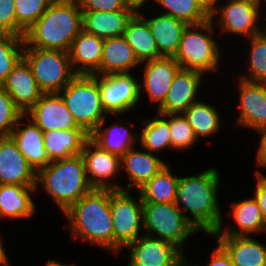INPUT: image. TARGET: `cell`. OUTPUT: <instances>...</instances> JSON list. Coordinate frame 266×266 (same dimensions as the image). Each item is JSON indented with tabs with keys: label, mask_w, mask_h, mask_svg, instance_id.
Here are the masks:
<instances>
[{
	"label": "cell",
	"mask_w": 266,
	"mask_h": 266,
	"mask_svg": "<svg viewBox=\"0 0 266 266\" xmlns=\"http://www.w3.org/2000/svg\"><path fill=\"white\" fill-rule=\"evenodd\" d=\"M82 30V10L77 0L51 2L26 31L24 47L69 52L72 41Z\"/></svg>",
	"instance_id": "cell-1"
},
{
	"label": "cell",
	"mask_w": 266,
	"mask_h": 266,
	"mask_svg": "<svg viewBox=\"0 0 266 266\" xmlns=\"http://www.w3.org/2000/svg\"><path fill=\"white\" fill-rule=\"evenodd\" d=\"M219 173L210 168L203 173L189 177H179L175 204H182L183 211L193 217L195 229L212 235L222 227V216L217 203Z\"/></svg>",
	"instance_id": "cell-2"
},
{
	"label": "cell",
	"mask_w": 266,
	"mask_h": 266,
	"mask_svg": "<svg viewBox=\"0 0 266 266\" xmlns=\"http://www.w3.org/2000/svg\"><path fill=\"white\" fill-rule=\"evenodd\" d=\"M75 238L87 240L114 252L113 221L110 213V189L93 188L65 213Z\"/></svg>",
	"instance_id": "cell-3"
},
{
	"label": "cell",
	"mask_w": 266,
	"mask_h": 266,
	"mask_svg": "<svg viewBox=\"0 0 266 266\" xmlns=\"http://www.w3.org/2000/svg\"><path fill=\"white\" fill-rule=\"evenodd\" d=\"M46 192L65 213L73 204L89 193V184L81 155L50 162L37 171L36 185Z\"/></svg>",
	"instance_id": "cell-4"
},
{
	"label": "cell",
	"mask_w": 266,
	"mask_h": 266,
	"mask_svg": "<svg viewBox=\"0 0 266 266\" xmlns=\"http://www.w3.org/2000/svg\"><path fill=\"white\" fill-rule=\"evenodd\" d=\"M60 93L77 124L89 135L102 129L107 113L102 105L97 75H76Z\"/></svg>",
	"instance_id": "cell-5"
},
{
	"label": "cell",
	"mask_w": 266,
	"mask_h": 266,
	"mask_svg": "<svg viewBox=\"0 0 266 266\" xmlns=\"http://www.w3.org/2000/svg\"><path fill=\"white\" fill-rule=\"evenodd\" d=\"M196 28L204 29L203 31L207 32H198ZM212 32L213 18L198 25H187L182 33L178 51L174 56L181 68L203 74L217 69L221 58L218 45L211 36Z\"/></svg>",
	"instance_id": "cell-6"
},
{
	"label": "cell",
	"mask_w": 266,
	"mask_h": 266,
	"mask_svg": "<svg viewBox=\"0 0 266 266\" xmlns=\"http://www.w3.org/2000/svg\"><path fill=\"white\" fill-rule=\"evenodd\" d=\"M23 57L43 94L59 93L76 76L66 51L23 47Z\"/></svg>",
	"instance_id": "cell-7"
},
{
	"label": "cell",
	"mask_w": 266,
	"mask_h": 266,
	"mask_svg": "<svg viewBox=\"0 0 266 266\" xmlns=\"http://www.w3.org/2000/svg\"><path fill=\"white\" fill-rule=\"evenodd\" d=\"M175 203H143L142 226L147 233L157 234L161 240L172 243L181 251L182 244L197 230L192 219L181 212Z\"/></svg>",
	"instance_id": "cell-8"
},
{
	"label": "cell",
	"mask_w": 266,
	"mask_h": 266,
	"mask_svg": "<svg viewBox=\"0 0 266 266\" xmlns=\"http://www.w3.org/2000/svg\"><path fill=\"white\" fill-rule=\"evenodd\" d=\"M128 189H110V213L113 221L114 252L136 241L142 223L143 201L139 202L127 193ZM141 221V222H140ZM141 223V224H140Z\"/></svg>",
	"instance_id": "cell-9"
},
{
	"label": "cell",
	"mask_w": 266,
	"mask_h": 266,
	"mask_svg": "<svg viewBox=\"0 0 266 266\" xmlns=\"http://www.w3.org/2000/svg\"><path fill=\"white\" fill-rule=\"evenodd\" d=\"M97 75L101 101L106 113L122 114L134 108L141 97V86L129 73Z\"/></svg>",
	"instance_id": "cell-10"
},
{
	"label": "cell",
	"mask_w": 266,
	"mask_h": 266,
	"mask_svg": "<svg viewBox=\"0 0 266 266\" xmlns=\"http://www.w3.org/2000/svg\"><path fill=\"white\" fill-rule=\"evenodd\" d=\"M125 247L131 249L129 266H179L185 260L183 251L175 245L150 234Z\"/></svg>",
	"instance_id": "cell-11"
},
{
	"label": "cell",
	"mask_w": 266,
	"mask_h": 266,
	"mask_svg": "<svg viewBox=\"0 0 266 266\" xmlns=\"http://www.w3.org/2000/svg\"><path fill=\"white\" fill-rule=\"evenodd\" d=\"M80 155L84 162L87 180L93 188L124 190L117 183L107 182L120 171L121 157L101 149L90 138L85 142Z\"/></svg>",
	"instance_id": "cell-12"
},
{
	"label": "cell",
	"mask_w": 266,
	"mask_h": 266,
	"mask_svg": "<svg viewBox=\"0 0 266 266\" xmlns=\"http://www.w3.org/2000/svg\"><path fill=\"white\" fill-rule=\"evenodd\" d=\"M25 114L43 132L83 129L77 124L59 93L42 94Z\"/></svg>",
	"instance_id": "cell-13"
},
{
	"label": "cell",
	"mask_w": 266,
	"mask_h": 266,
	"mask_svg": "<svg viewBox=\"0 0 266 266\" xmlns=\"http://www.w3.org/2000/svg\"><path fill=\"white\" fill-rule=\"evenodd\" d=\"M259 7L261 8V1L229 0L228 4L222 6L219 10L215 9L211 18L221 13L219 24L222 31L236 35H247L248 38H251L262 32L256 24L259 17Z\"/></svg>",
	"instance_id": "cell-14"
},
{
	"label": "cell",
	"mask_w": 266,
	"mask_h": 266,
	"mask_svg": "<svg viewBox=\"0 0 266 266\" xmlns=\"http://www.w3.org/2000/svg\"><path fill=\"white\" fill-rule=\"evenodd\" d=\"M36 175L13 138L0 137V184L37 186Z\"/></svg>",
	"instance_id": "cell-15"
},
{
	"label": "cell",
	"mask_w": 266,
	"mask_h": 266,
	"mask_svg": "<svg viewBox=\"0 0 266 266\" xmlns=\"http://www.w3.org/2000/svg\"><path fill=\"white\" fill-rule=\"evenodd\" d=\"M1 87L11 96L15 105L25 114L43 94L36 83L32 69L22 57L7 75Z\"/></svg>",
	"instance_id": "cell-16"
},
{
	"label": "cell",
	"mask_w": 266,
	"mask_h": 266,
	"mask_svg": "<svg viewBox=\"0 0 266 266\" xmlns=\"http://www.w3.org/2000/svg\"><path fill=\"white\" fill-rule=\"evenodd\" d=\"M203 73L180 68L175 74L164 103L158 114H182L192 103L197 102L196 94Z\"/></svg>",
	"instance_id": "cell-17"
},
{
	"label": "cell",
	"mask_w": 266,
	"mask_h": 266,
	"mask_svg": "<svg viewBox=\"0 0 266 266\" xmlns=\"http://www.w3.org/2000/svg\"><path fill=\"white\" fill-rule=\"evenodd\" d=\"M241 111L238 123L262 133L266 131V83L240 79Z\"/></svg>",
	"instance_id": "cell-18"
},
{
	"label": "cell",
	"mask_w": 266,
	"mask_h": 266,
	"mask_svg": "<svg viewBox=\"0 0 266 266\" xmlns=\"http://www.w3.org/2000/svg\"><path fill=\"white\" fill-rule=\"evenodd\" d=\"M103 44L104 39L87 33L84 30L78 34L72 41L68 52L72 69L76 75L100 76Z\"/></svg>",
	"instance_id": "cell-19"
},
{
	"label": "cell",
	"mask_w": 266,
	"mask_h": 266,
	"mask_svg": "<svg viewBox=\"0 0 266 266\" xmlns=\"http://www.w3.org/2000/svg\"><path fill=\"white\" fill-rule=\"evenodd\" d=\"M144 63L146 65L143 86L149 98L154 102L158 101L159 108L164 103L173 78L181 67L174 57H161Z\"/></svg>",
	"instance_id": "cell-20"
},
{
	"label": "cell",
	"mask_w": 266,
	"mask_h": 266,
	"mask_svg": "<svg viewBox=\"0 0 266 266\" xmlns=\"http://www.w3.org/2000/svg\"><path fill=\"white\" fill-rule=\"evenodd\" d=\"M23 114L11 133V137L16 142L19 151L24 155L28 163L37 172L39 169L46 167L51 161L47 156L44 147L43 131L30 120L26 127L20 129V120L25 118Z\"/></svg>",
	"instance_id": "cell-21"
},
{
	"label": "cell",
	"mask_w": 266,
	"mask_h": 266,
	"mask_svg": "<svg viewBox=\"0 0 266 266\" xmlns=\"http://www.w3.org/2000/svg\"><path fill=\"white\" fill-rule=\"evenodd\" d=\"M234 266H266V245L250 236H216Z\"/></svg>",
	"instance_id": "cell-22"
},
{
	"label": "cell",
	"mask_w": 266,
	"mask_h": 266,
	"mask_svg": "<svg viewBox=\"0 0 266 266\" xmlns=\"http://www.w3.org/2000/svg\"><path fill=\"white\" fill-rule=\"evenodd\" d=\"M134 14L133 10L82 11L83 30L102 39L118 37Z\"/></svg>",
	"instance_id": "cell-23"
},
{
	"label": "cell",
	"mask_w": 266,
	"mask_h": 266,
	"mask_svg": "<svg viewBox=\"0 0 266 266\" xmlns=\"http://www.w3.org/2000/svg\"><path fill=\"white\" fill-rule=\"evenodd\" d=\"M151 152L134 151L131 148L121 157V167H125L130 183L127 188L136 187L141 189L150 179L160 172L166 164Z\"/></svg>",
	"instance_id": "cell-24"
},
{
	"label": "cell",
	"mask_w": 266,
	"mask_h": 266,
	"mask_svg": "<svg viewBox=\"0 0 266 266\" xmlns=\"http://www.w3.org/2000/svg\"><path fill=\"white\" fill-rule=\"evenodd\" d=\"M140 62L123 35L104 39L100 75L129 73Z\"/></svg>",
	"instance_id": "cell-25"
},
{
	"label": "cell",
	"mask_w": 266,
	"mask_h": 266,
	"mask_svg": "<svg viewBox=\"0 0 266 266\" xmlns=\"http://www.w3.org/2000/svg\"><path fill=\"white\" fill-rule=\"evenodd\" d=\"M44 147L50 161L79 155L90 135L84 129L43 132Z\"/></svg>",
	"instance_id": "cell-26"
},
{
	"label": "cell",
	"mask_w": 266,
	"mask_h": 266,
	"mask_svg": "<svg viewBox=\"0 0 266 266\" xmlns=\"http://www.w3.org/2000/svg\"><path fill=\"white\" fill-rule=\"evenodd\" d=\"M151 29L161 57H174L187 24L172 16L160 15L145 19Z\"/></svg>",
	"instance_id": "cell-27"
},
{
	"label": "cell",
	"mask_w": 266,
	"mask_h": 266,
	"mask_svg": "<svg viewBox=\"0 0 266 266\" xmlns=\"http://www.w3.org/2000/svg\"><path fill=\"white\" fill-rule=\"evenodd\" d=\"M123 36L132 47L140 63L161 58L151 29L140 12L128 21Z\"/></svg>",
	"instance_id": "cell-28"
},
{
	"label": "cell",
	"mask_w": 266,
	"mask_h": 266,
	"mask_svg": "<svg viewBox=\"0 0 266 266\" xmlns=\"http://www.w3.org/2000/svg\"><path fill=\"white\" fill-rule=\"evenodd\" d=\"M37 186H20L15 184H0V219L24 218L34 215L35 204L30 192Z\"/></svg>",
	"instance_id": "cell-29"
},
{
	"label": "cell",
	"mask_w": 266,
	"mask_h": 266,
	"mask_svg": "<svg viewBox=\"0 0 266 266\" xmlns=\"http://www.w3.org/2000/svg\"><path fill=\"white\" fill-rule=\"evenodd\" d=\"M233 217L238 225L239 231L228 230L222 231V227L212 234V236H248L251 233L266 231L261 210L254 197L232 204Z\"/></svg>",
	"instance_id": "cell-30"
},
{
	"label": "cell",
	"mask_w": 266,
	"mask_h": 266,
	"mask_svg": "<svg viewBox=\"0 0 266 266\" xmlns=\"http://www.w3.org/2000/svg\"><path fill=\"white\" fill-rule=\"evenodd\" d=\"M170 171L166 165L139 189L143 203H175L179 177Z\"/></svg>",
	"instance_id": "cell-31"
},
{
	"label": "cell",
	"mask_w": 266,
	"mask_h": 266,
	"mask_svg": "<svg viewBox=\"0 0 266 266\" xmlns=\"http://www.w3.org/2000/svg\"><path fill=\"white\" fill-rule=\"evenodd\" d=\"M90 139L101 149L122 157L131 148H135L133 144L138 135H132L127 127L116 123L105 130H94L90 134Z\"/></svg>",
	"instance_id": "cell-32"
},
{
	"label": "cell",
	"mask_w": 266,
	"mask_h": 266,
	"mask_svg": "<svg viewBox=\"0 0 266 266\" xmlns=\"http://www.w3.org/2000/svg\"><path fill=\"white\" fill-rule=\"evenodd\" d=\"M182 114L193 128L197 139L199 136H209L220 130L219 114L210 104L197 101L192 103Z\"/></svg>",
	"instance_id": "cell-33"
},
{
	"label": "cell",
	"mask_w": 266,
	"mask_h": 266,
	"mask_svg": "<svg viewBox=\"0 0 266 266\" xmlns=\"http://www.w3.org/2000/svg\"><path fill=\"white\" fill-rule=\"evenodd\" d=\"M158 116H162L161 119ZM164 114H158L153 120H146L141 135H138L141 146L154 153L160 151L165 147H172L169 118L164 119ZM147 123V124H146ZM146 124V125H145Z\"/></svg>",
	"instance_id": "cell-34"
},
{
	"label": "cell",
	"mask_w": 266,
	"mask_h": 266,
	"mask_svg": "<svg viewBox=\"0 0 266 266\" xmlns=\"http://www.w3.org/2000/svg\"><path fill=\"white\" fill-rule=\"evenodd\" d=\"M168 11L164 15L185 22L187 25H198L206 22L211 16L200 6L197 0H155Z\"/></svg>",
	"instance_id": "cell-35"
},
{
	"label": "cell",
	"mask_w": 266,
	"mask_h": 266,
	"mask_svg": "<svg viewBox=\"0 0 266 266\" xmlns=\"http://www.w3.org/2000/svg\"><path fill=\"white\" fill-rule=\"evenodd\" d=\"M23 47L24 38L13 34L0 33V86L23 57Z\"/></svg>",
	"instance_id": "cell-36"
},
{
	"label": "cell",
	"mask_w": 266,
	"mask_h": 266,
	"mask_svg": "<svg viewBox=\"0 0 266 266\" xmlns=\"http://www.w3.org/2000/svg\"><path fill=\"white\" fill-rule=\"evenodd\" d=\"M50 4V0H14L17 36L24 38L26 31L40 18Z\"/></svg>",
	"instance_id": "cell-37"
},
{
	"label": "cell",
	"mask_w": 266,
	"mask_h": 266,
	"mask_svg": "<svg viewBox=\"0 0 266 266\" xmlns=\"http://www.w3.org/2000/svg\"><path fill=\"white\" fill-rule=\"evenodd\" d=\"M250 77L240 79L249 82L266 83V34L262 31L251 37Z\"/></svg>",
	"instance_id": "cell-38"
},
{
	"label": "cell",
	"mask_w": 266,
	"mask_h": 266,
	"mask_svg": "<svg viewBox=\"0 0 266 266\" xmlns=\"http://www.w3.org/2000/svg\"><path fill=\"white\" fill-rule=\"evenodd\" d=\"M164 116L169 117L172 149H188L195 144L197 138L194 134L193 128L189 125L183 114H164Z\"/></svg>",
	"instance_id": "cell-39"
},
{
	"label": "cell",
	"mask_w": 266,
	"mask_h": 266,
	"mask_svg": "<svg viewBox=\"0 0 266 266\" xmlns=\"http://www.w3.org/2000/svg\"><path fill=\"white\" fill-rule=\"evenodd\" d=\"M23 114L13 102L11 96L0 86V137L11 136Z\"/></svg>",
	"instance_id": "cell-40"
},
{
	"label": "cell",
	"mask_w": 266,
	"mask_h": 266,
	"mask_svg": "<svg viewBox=\"0 0 266 266\" xmlns=\"http://www.w3.org/2000/svg\"><path fill=\"white\" fill-rule=\"evenodd\" d=\"M0 33L17 36V17L14 0H0Z\"/></svg>",
	"instance_id": "cell-41"
},
{
	"label": "cell",
	"mask_w": 266,
	"mask_h": 266,
	"mask_svg": "<svg viewBox=\"0 0 266 266\" xmlns=\"http://www.w3.org/2000/svg\"><path fill=\"white\" fill-rule=\"evenodd\" d=\"M82 11L132 10L127 8L123 0H77Z\"/></svg>",
	"instance_id": "cell-42"
},
{
	"label": "cell",
	"mask_w": 266,
	"mask_h": 266,
	"mask_svg": "<svg viewBox=\"0 0 266 266\" xmlns=\"http://www.w3.org/2000/svg\"><path fill=\"white\" fill-rule=\"evenodd\" d=\"M255 175L258 180L254 198L258 203L264 223L266 224V176L260 171H256Z\"/></svg>",
	"instance_id": "cell-43"
},
{
	"label": "cell",
	"mask_w": 266,
	"mask_h": 266,
	"mask_svg": "<svg viewBox=\"0 0 266 266\" xmlns=\"http://www.w3.org/2000/svg\"><path fill=\"white\" fill-rule=\"evenodd\" d=\"M211 256V261L206 266H234L229 255L219 244Z\"/></svg>",
	"instance_id": "cell-44"
},
{
	"label": "cell",
	"mask_w": 266,
	"mask_h": 266,
	"mask_svg": "<svg viewBox=\"0 0 266 266\" xmlns=\"http://www.w3.org/2000/svg\"><path fill=\"white\" fill-rule=\"evenodd\" d=\"M262 135L260 146L257 153V164L266 167V131L260 133Z\"/></svg>",
	"instance_id": "cell-45"
},
{
	"label": "cell",
	"mask_w": 266,
	"mask_h": 266,
	"mask_svg": "<svg viewBox=\"0 0 266 266\" xmlns=\"http://www.w3.org/2000/svg\"><path fill=\"white\" fill-rule=\"evenodd\" d=\"M219 0H197L200 6L211 16L216 7V2Z\"/></svg>",
	"instance_id": "cell-46"
},
{
	"label": "cell",
	"mask_w": 266,
	"mask_h": 266,
	"mask_svg": "<svg viewBox=\"0 0 266 266\" xmlns=\"http://www.w3.org/2000/svg\"><path fill=\"white\" fill-rule=\"evenodd\" d=\"M146 0H123L127 8L132 9L135 13H138V8L141 7Z\"/></svg>",
	"instance_id": "cell-47"
},
{
	"label": "cell",
	"mask_w": 266,
	"mask_h": 266,
	"mask_svg": "<svg viewBox=\"0 0 266 266\" xmlns=\"http://www.w3.org/2000/svg\"><path fill=\"white\" fill-rule=\"evenodd\" d=\"M0 264L1 265H9L8 260H7V255L5 253V250L1 246V241H0Z\"/></svg>",
	"instance_id": "cell-48"
},
{
	"label": "cell",
	"mask_w": 266,
	"mask_h": 266,
	"mask_svg": "<svg viewBox=\"0 0 266 266\" xmlns=\"http://www.w3.org/2000/svg\"><path fill=\"white\" fill-rule=\"evenodd\" d=\"M46 263H47L46 266H74L72 264H70V265H67V264L63 265V264H60V263L56 262V260H53V261L48 260V261H46Z\"/></svg>",
	"instance_id": "cell-49"
},
{
	"label": "cell",
	"mask_w": 266,
	"mask_h": 266,
	"mask_svg": "<svg viewBox=\"0 0 266 266\" xmlns=\"http://www.w3.org/2000/svg\"><path fill=\"white\" fill-rule=\"evenodd\" d=\"M179 266H188L187 262L184 260ZM191 266V265H190ZM196 266V265H195Z\"/></svg>",
	"instance_id": "cell-50"
},
{
	"label": "cell",
	"mask_w": 266,
	"mask_h": 266,
	"mask_svg": "<svg viewBox=\"0 0 266 266\" xmlns=\"http://www.w3.org/2000/svg\"><path fill=\"white\" fill-rule=\"evenodd\" d=\"M51 2H63V1H68V0H50Z\"/></svg>",
	"instance_id": "cell-51"
}]
</instances>
